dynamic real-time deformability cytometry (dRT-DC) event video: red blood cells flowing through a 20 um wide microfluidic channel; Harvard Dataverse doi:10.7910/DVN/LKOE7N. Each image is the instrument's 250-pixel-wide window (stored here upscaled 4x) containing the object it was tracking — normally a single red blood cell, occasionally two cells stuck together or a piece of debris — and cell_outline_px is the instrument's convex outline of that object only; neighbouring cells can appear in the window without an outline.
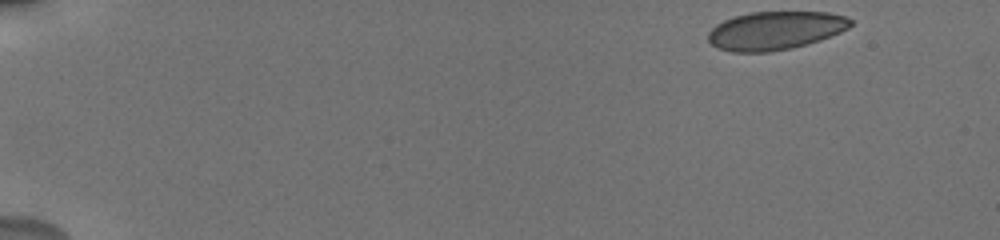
{"species": "human", "species_latin": "Homo sapiens", "temperature_condition": "cold", "stored_images_in_passage": 62, "camera_frame_rate_fps": 3000, "um_per_image_px": 0.085, "donor": {"sex": "male"}, "frame": {"image": 1, "passage_image": 1, "time_ms": 0.0, "image_size_px": [1000, 240], "cell_outline_px": [[852, 24], [848, 28], [840, 32], [820, 40], [792, 48], [768, 52], [732, 52], [716, 48], [708, 40], [708, 32], [716, 24], [724, 20], [748, 12], [828, 12], [844, 16], [852, 20]], "centroid_in_image_um": [65.87, 2.6], "position_along_channel_um": 19.1, "area_um2": 31.85}}
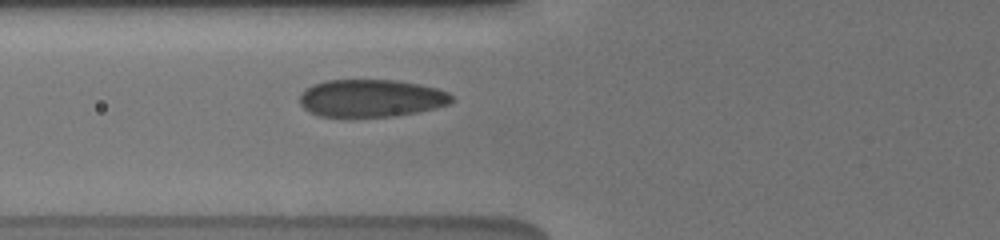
{"frame": {"image": 2, "passage_image": 20, "time_ms": 5.667, "image_size_px": [1000, 240], "cell_outline_px": [[452, 100], [448, 104], [436, 108], [416, 112], [392, 116], [320, 116], [304, 108], [300, 104], [300, 96], [312, 84], [328, 80], [392, 80], [420, 84], [436, 88], [448, 92], [452, 96]], "centroid_in_image_um": [31.56, 8.34], "position_along_channel_um": 94.2, "area_um2": 32.83}}
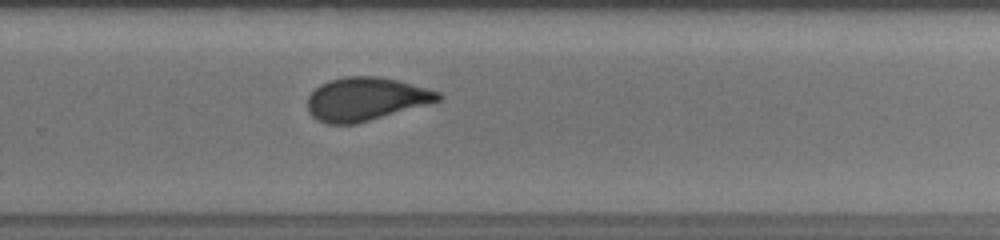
{"frame": {"image": 3, "passage_image": 42, "time_ms": 11.0, "image_size_px": [1000, 240], "cell_outline_px": [[444, 96], [440, 100], [356, 124], [328, 124], [316, 120], [308, 112], [308, 96], [320, 84], [328, 80], [348, 76], [380, 76], [428, 88], [440, 92]], "centroid_in_image_um": [31.06, 8.41], "position_along_channel_um": 298.7, "area_um2": 32.83}, "authors_computed_cell_mechanics": {"area_um2": 33.2061, "velocity_mm_per_s": 3.836, "shape_relaxation_time_tau1_ms": 9.1323, "shape_relaxation_time_tau2_ms": 0.6081, "deformation_change_tau1": 0.181, "deformation_change_tau2": 0.0708}}